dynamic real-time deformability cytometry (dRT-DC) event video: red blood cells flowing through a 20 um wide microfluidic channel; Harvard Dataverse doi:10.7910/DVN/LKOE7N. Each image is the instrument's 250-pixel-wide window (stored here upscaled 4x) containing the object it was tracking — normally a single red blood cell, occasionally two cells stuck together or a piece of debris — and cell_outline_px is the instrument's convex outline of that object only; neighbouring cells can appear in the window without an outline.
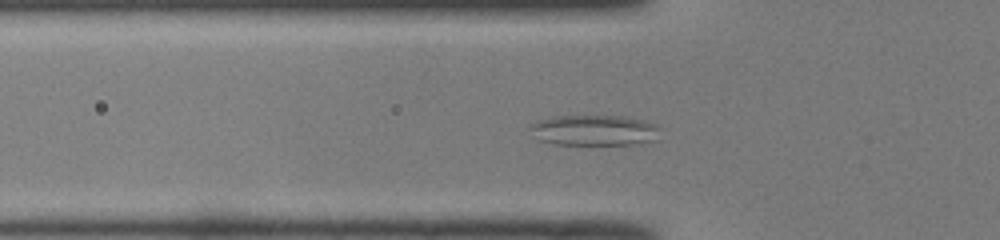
{"species": "common noctule bat (a hibernating species)", "species_latin": "Nyctalus noctula", "temperature_condition": "room temperature", "stored_images_in_passage": 47, "camera_frame_rate_fps": 3000, "um_per_image_px": 0.085, "animal": {"sex": "male", "body_mass_g": 19.0, "forearm_length_mm": 50.8}, "frame": {"image": 1, "passage_image": 12, "time_ms": 3.667, "image_size_px": [1000, 240], "cell_outline_px": [[660, 140], [640, 144], [552, 144], [540, 140], [528, 128], [536, 120], [552, 116], [624, 116], [644, 120], [656, 124], [660, 128]], "centroid_in_image_um": [50.58, 11.07], "position_along_channel_um": 75.2, "area_um2": 23.58}}
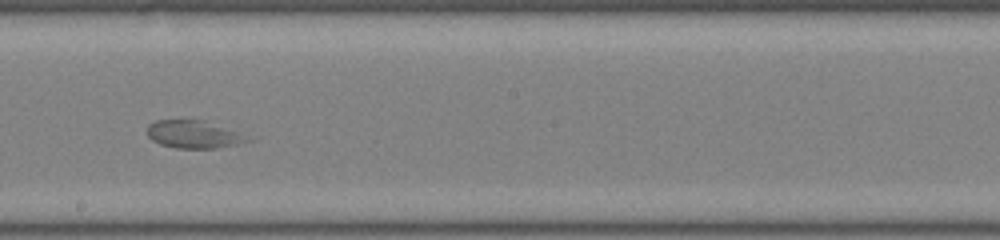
{"frame": {"image": 2, "passage_image": 24, "time_ms": 7.667, "image_size_px": [1000, 240], "cell_outline_px": [[252, 140], [236, 144], [216, 148], [176, 148], [160, 144], [152, 140], [148, 136], [148, 124], [156, 120], [204, 120], [236, 132]], "centroid_in_image_um": [16.39, 11.42], "position_along_channel_um": 231.8, "area_um2": 15.84}}
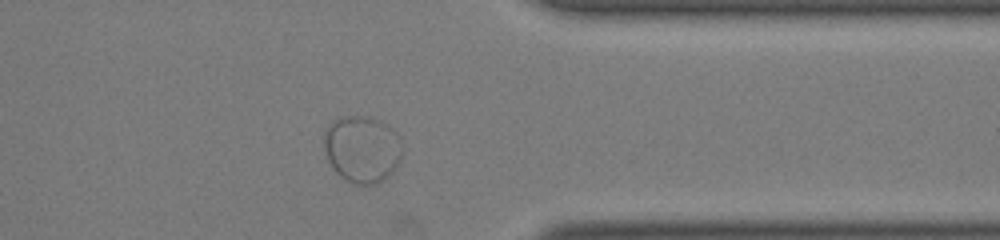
{"frame": {"image": 3, "passage_image": 36, "time_ms": 11.667, "image_size_px": [1000, 240], "cell_outline_px": [[400, 160], [392, 172], [388, 176], [376, 184], [356, 184], [340, 176], [332, 168], [328, 160], [324, 148], [324, 132], [328, 124], [332, 120], [340, 116], [372, 116], [380, 120], [392, 128], [400, 136]], "centroid_in_image_um": [30.76, 12.63], "position_along_channel_um": 380.6, "area_um2": 30.69}}